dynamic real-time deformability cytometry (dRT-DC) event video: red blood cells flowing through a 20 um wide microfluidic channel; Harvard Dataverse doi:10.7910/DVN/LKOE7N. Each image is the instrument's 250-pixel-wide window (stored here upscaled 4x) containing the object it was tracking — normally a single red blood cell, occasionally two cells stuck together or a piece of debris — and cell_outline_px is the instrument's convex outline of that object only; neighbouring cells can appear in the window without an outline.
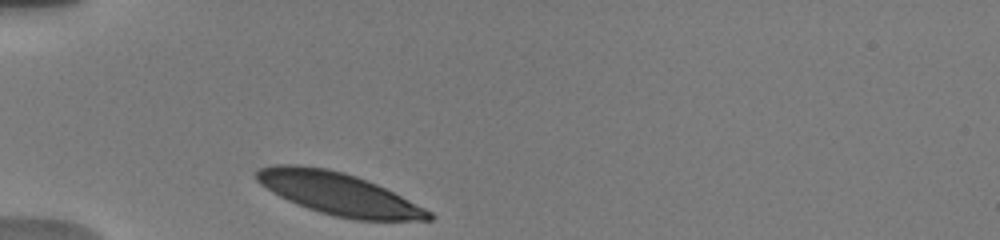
{"species": "human", "species_latin": "Homo sapiens", "temperature_condition": "warm", "stored_images_in_passage": 16, "camera_frame_rate_fps": 3000, "um_per_image_px": 0.085, "donor": {"sex": "male"}, "frame": {"image": 1, "passage_image": 1, "time_ms": 0.0, "image_size_px": [1000, 240], "cell_outline_px": [[436, 216], [432, 220], [356, 220], [336, 216], [320, 212], [296, 204], [272, 192], [260, 184], [256, 180], [256, 172], [260, 168], [272, 164], [296, 164], [328, 168], [344, 172], [368, 180], [432, 212]], "centroid_in_image_um": [28.75, 16.46], "position_along_channel_um": 56.3, "area_um2": 42.19}}
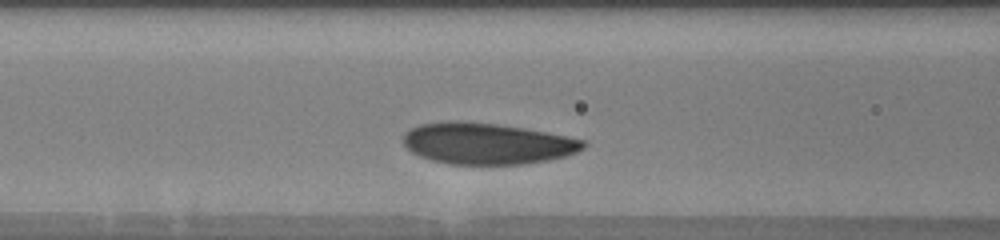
{"frame": {"image": 2, "passage_image": 10, "time_ms": 2.333, "image_size_px": [1000, 240], "cell_outline_px": [[588, 144], [584, 148], [576, 152], [564, 156], [548, 160], [524, 164], [448, 164], [432, 160], [420, 156], [412, 152], [404, 144], [404, 132], [420, 124], [448, 120], [460, 120], [496, 124], [524, 128], [584, 140]], "centroid_in_image_um": [41.37, 12.19], "position_along_channel_um": 125.2, "area_um2": 43.23}}
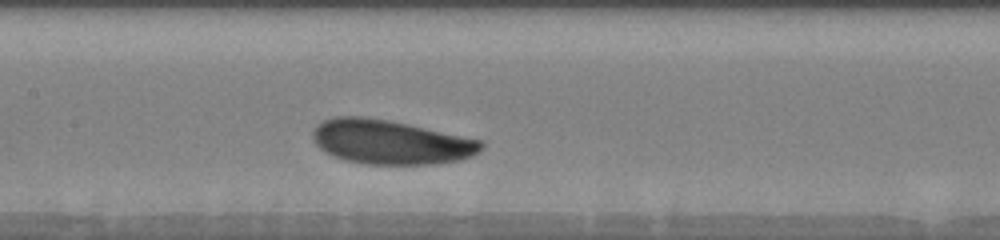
{"frame": {"image": 3, "passage_image": 13, "time_ms": 3.667, "image_size_px": [1000, 240], "cell_outline_px": [[484, 144], [480, 152], [472, 156], [460, 160], [436, 164], [364, 164], [344, 160], [324, 152], [312, 140], [312, 132], [316, 124], [324, 120], [336, 116], [364, 116], [388, 120], [408, 124], [484, 140]], "centroid_in_image_um": [33.2, 12.07], "position_along_channel_um": 174.2, "area_um2": 43.87}}